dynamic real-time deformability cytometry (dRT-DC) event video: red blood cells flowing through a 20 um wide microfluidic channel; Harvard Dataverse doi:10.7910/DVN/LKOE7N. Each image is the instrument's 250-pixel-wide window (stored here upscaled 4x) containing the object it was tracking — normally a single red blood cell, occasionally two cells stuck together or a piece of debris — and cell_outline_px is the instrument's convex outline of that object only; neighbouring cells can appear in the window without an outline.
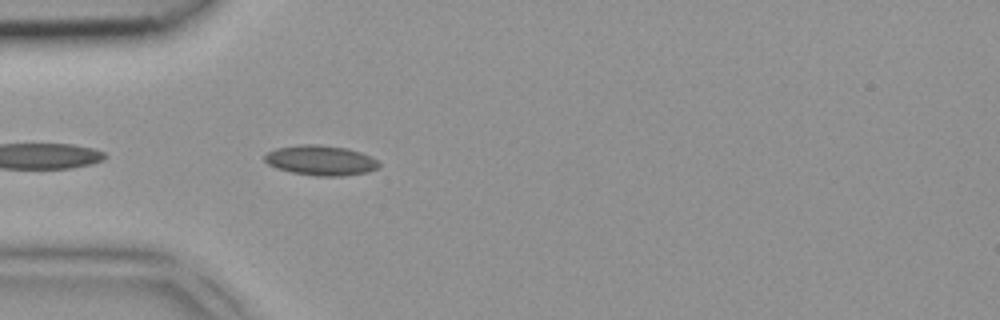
{"species": "common noctule bat (a hibernating species)", "species_latin": "Nyctalus noctula", "temperature_condition": "room temperature", "stored_images_in_passage": 3, "camera_frame_rate_fps": 3000, "um_per_image_px": 0.085, "animal": {"sex": "female", "body_mass_g": 18.4}, "frame": {"image": 1, "passage_image": 3, "time_ms": 0.667, "image_size_px": [1000, 320], "cell_outline_px": [[380, 168], [368, 172], [344, 176], [316, 176], [292, 172], [276, 168], [268, 164], [264, 160], [264, 156], [268, 152], [276, 148], [296, 144], [320, 144], [348, 148], [372, 156], [380, 164]], "centroid_in_image_um": [27.28, 13.62], "position_along_channel_um": 57.7, "area_um2": 20.29}}